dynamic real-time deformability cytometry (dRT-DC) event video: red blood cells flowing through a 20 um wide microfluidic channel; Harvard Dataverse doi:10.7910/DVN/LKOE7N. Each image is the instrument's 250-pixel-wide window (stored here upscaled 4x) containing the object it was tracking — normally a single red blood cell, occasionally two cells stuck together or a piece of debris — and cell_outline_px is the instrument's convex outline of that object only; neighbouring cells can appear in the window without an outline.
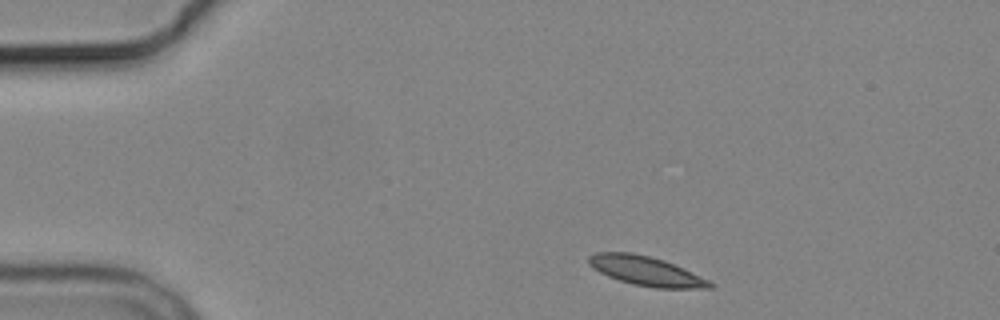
{"species": "common noctule bat (a hibernating species)", "species_latin": "Nyctalus noctula", "temperature_condition": "cold", "stored_images_in_passage": 3, "camera_frame_rate_fps": 3000, "um_per_image_px": 0.085, "animal": {"sex": "male", "body_mass_g": 19.2, "forearm_length_mm": 51.8}, "frame": {"image": 1, "passage_image": 1, "time_ms": 0.0, "image_size_px": [1000, 320], "cell_outline_px": [[716, 284], [712, 288], [656, 288], [632, 284], [608, 276], [592, 268], [588, 264], [588, 256], [596, 252], [632, 252], [664, 260], [708, 280]], "centroid_in_image_um": [54.87, 23.03], "position_along_channel_um": 30.1, "area_um2": 20.52}}